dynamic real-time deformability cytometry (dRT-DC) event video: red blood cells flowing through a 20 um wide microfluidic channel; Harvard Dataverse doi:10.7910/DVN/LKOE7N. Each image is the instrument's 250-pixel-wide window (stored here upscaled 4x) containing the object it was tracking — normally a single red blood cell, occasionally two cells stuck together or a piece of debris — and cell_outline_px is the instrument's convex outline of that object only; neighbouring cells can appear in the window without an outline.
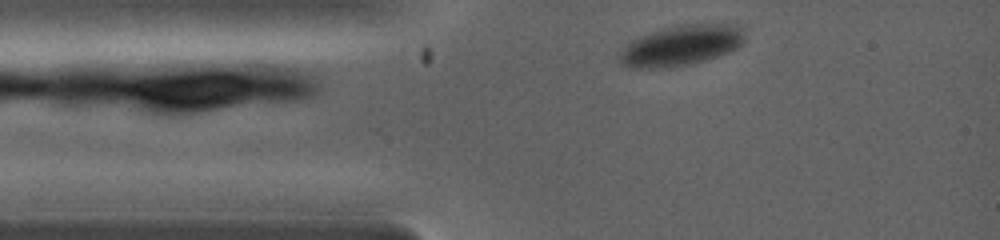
{"species": "common noctule bat (a hibernating species)", "species_latin": "Nyctalus noctula", "temperature_condition": "warm", "stored_images_in_passage": 10, "camera_frame_rate_fps": 5000, "um_per_image_px": 0.085, "animal": {"sex": "female", "body_mass_g": 19.0, "forearm_length_mm": 53.3}, "frame": {"image": 1, "passage_image": 1, "time_ms": 0.0, "image_size_px": [1000, 240], "cell_outline_px": [[744, 40], [736, 48], [728, 52], [692, 64], [660, 68], [632, 68], [620, 64], [616, 60], [616, 52], [624, 44], [648, 32], [664, 28], [684, 24], [744, 24]], "centroid_in_image_um": [57.83, 3.86], "position_along_channel_um": 27.2, "area_um2": 30.06}}
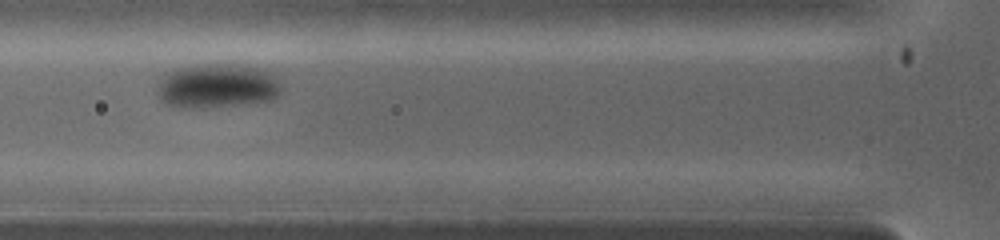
{"frame": {"image": 2, "passage_image": 5, "time_ms": 1.8, "image_size_px": [1000, 240], "cell_outline_px": [[280, 92], [272, 100], [192, 108], [184, 108], [168, 104], [160, 96], [160, 80], [164, 72], [176, 68], [196, 64], [232, 64], [264, 68], [272, 72], [276, 76], [280, 84]], "centroid_in_image_um": [18.49, 7.26], "position_along_channel_um": 107.3, "area_um2": 31.73}}
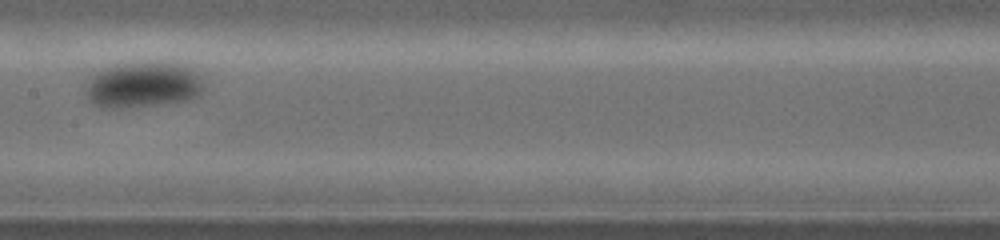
{"frame": {"image": 3, "passage_image": 9, "time_ms": 3.4, "image_size_px": [1000, 240], "cell_outline_px": [[204, 84], [200, 92], [196, 96], [188, 100], [156, 104], [116, 108], [112, 108], [96, 104], [88, 100], [88, 84], [92, 76], [96, 72], [104, 68], [116, 64], [148, 60], [160, 60], [184, 64], [192, 68], [200, 76]], "centroid_in_image_um": [12.22, 7.15], "position_along_channel_um": 195.2, "area_um2": 31.62}}